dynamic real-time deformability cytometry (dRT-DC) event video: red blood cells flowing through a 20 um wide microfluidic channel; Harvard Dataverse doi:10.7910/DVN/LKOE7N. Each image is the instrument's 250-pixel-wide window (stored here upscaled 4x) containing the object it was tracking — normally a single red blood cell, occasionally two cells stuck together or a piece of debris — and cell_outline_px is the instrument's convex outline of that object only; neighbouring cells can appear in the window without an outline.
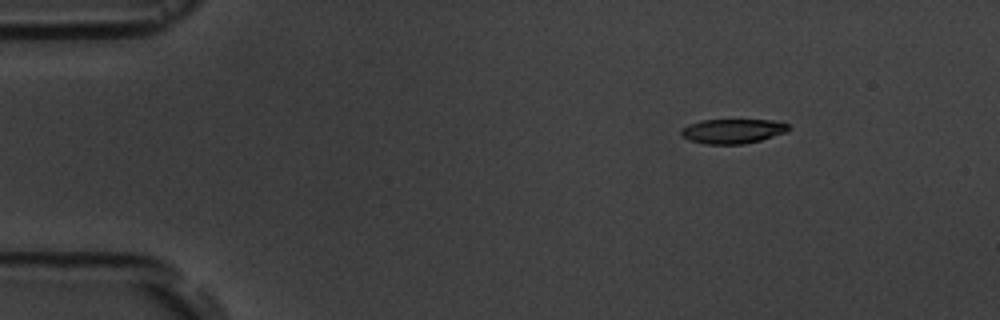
{"species": "common noctule bat (a hibernating species)", "species_latin": "Nyctalus noctula", "temperature_condition": "room temperature", "stored_images_in_passage": 8, "camera_frame_rate_fps": 3000, "um_per_image_px": 0.085, "animal": {"sex": "male", "body_mass_g": 19.5, "forearm_length_mm": 54.6}, "frame": {"image": 1, "passage_image": 2, "time_ms": 2.0, "image_size_px": [1000, 320], "cell_outline_px": [[792, 128], [788, 132], [760, 140], [744, 144], [704, 144], [688, 140], [680, 136], [680, 132], [688, 124], [700, 120], [772, 120], [788, 124]], "centroid_in_image_um": [62.28, 11.15], "position_along_channel_um": 22.7, "area_um2": 15.55}}
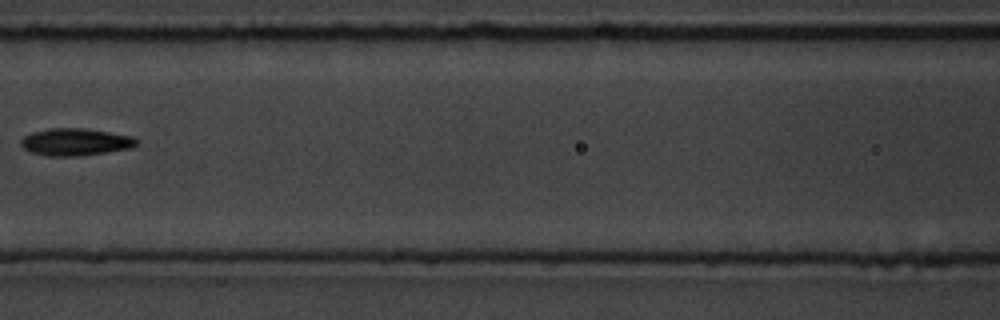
{"frame": {"image": 2, "passage_image": 7, "time_ms": 8.0, "image_size_px": [1000, 320], "cell_outline_px": [[140, 140], [132, 148], [80, 156], [48, 156], [32, 152], [24, 148], [20, 144], [20, 140], [24, 136], [32, 132], [48, 128], [84, 128], [132, 136]], "centroid_in_image_um": [6.41, 12.06], "position_along_channel_um": 160.2, "area_um2": 18.38}}
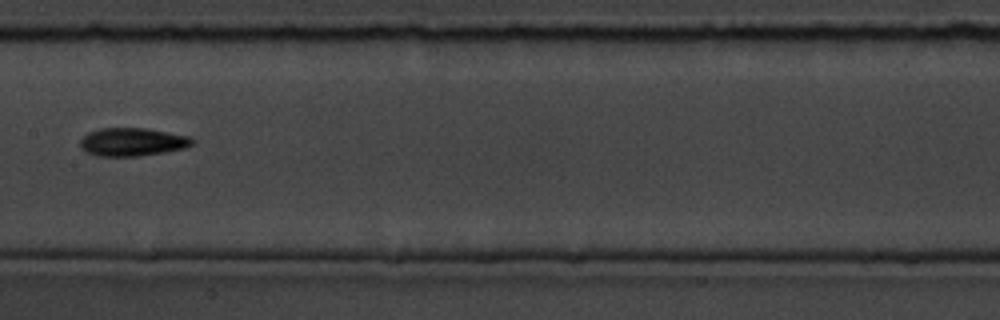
{"frame": {"image": 3, "passage_image": 8, "time_ms": 9.0, "image_size_px": [1000, 320], "cell_outline_px": [[196, 140], [192, 144], [184, 148], [164, 152], [136, 156], [96, 156], [80, 148], [80, 140], [88, 132], [100, 128], [144, 128], [168, 132], [188, 136]], "centroid_in_image_um": [11.23, 12.06], "position_along_channel_um": 196.2, "area_um2": 18.32}}